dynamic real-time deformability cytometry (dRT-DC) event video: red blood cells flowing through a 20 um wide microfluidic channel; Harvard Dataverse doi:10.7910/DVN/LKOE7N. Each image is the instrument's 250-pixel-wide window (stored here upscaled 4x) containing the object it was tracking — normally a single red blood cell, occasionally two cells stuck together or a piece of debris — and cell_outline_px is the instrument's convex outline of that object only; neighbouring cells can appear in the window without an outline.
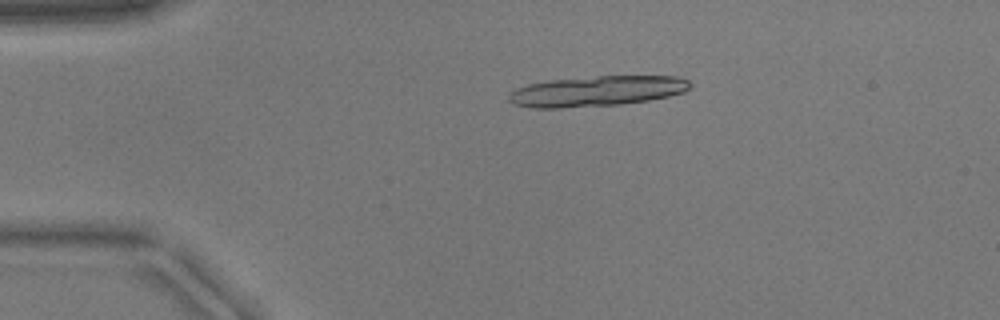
{"species": "common noctule bat (a hibernating species)", "species_latin": "Nyctalus noctula", "temperature_condition": "warm", "stored_images_in_passage": 18, "camera_frame_rate_fps": 3000, "um_per_image_px": 0.085, "animal": {"sex": "male", "body_mass_g": 17.9}, "frame": {"image": 1, "passage_image": 11, "time_ms": 3.333, "image_size_px": [1000, 320], "cell_outline_px": [[688, 88], [684, 92], [668, 96], [648, 100], [620, 104], [560, 108], [532, 108], [512, 104], [508, 100], [508, 96], [516, 88], [528, 84], [548, 80], [596, 76], [676, 76], [688, 80]], "centroid_in_image_um": [50.67, 7.75], "position_along_channel_um": 34.3, "area_um2": 31.96}}